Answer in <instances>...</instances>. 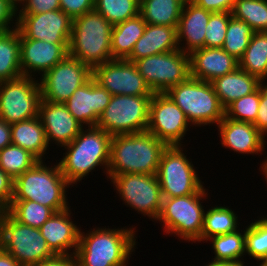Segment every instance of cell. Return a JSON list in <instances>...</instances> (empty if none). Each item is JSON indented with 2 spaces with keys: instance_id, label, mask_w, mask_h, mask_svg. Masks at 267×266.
Masks as SVG:
<instances>
[{
  "instance_id": "6da1fadb",
  "label": "cell",
  "mask_w": 267,
  "mask_h": 266,
  "mask_svg": "<svg viewBox=\"0 0 267 266\" xmlns=\"http://www.w3.org/2000/svg\"><path fill=\"white\" fill-rule=\"evenodd\" d=\"M135 228H93L80 231L75 266H126L136 249Z\"/></svg>"
},
{
  "instance_id": "7a4b0ae2",
  "label": "cell",
  "mask_w": 267,
  "mask_h": 266,
  "mask_svg": "<svg viewBox=\"0 0 267 266\" xmlns=\"http://www.w3.org/2000/svg\"><path fill=\"white\" fill-rule=\"evenodd\" d=\"M166 147L163 141L148 131L112 136L107 178L126 173L157 174L160 157Z\"/></svg>"
},
{
  "instance_id": "3957f363",
  "label": "cell",
  "mask_w": 267,
  "mask_h": 266,
  "mask_svg": "<svg viewBox=\"0 0 267 266\" xmlns=\"http://www.w3.org/2000/svg\"><path fill=\"white\" fill-rule=\"evenodd\" d=\"M86 128H82L69 144L63 146L67 151L58 162L63 176L72 187L99 165L105 168L106 175L108 173L112 136L97 126Z\"/></svg>"
},
{
  "instance_id": "277c9868",
  "label": "cell",
  "mask_w": 267,
  "mask_h": 266,
  "mask_svg": "<svg viewBox=\"0 0 267 266\" xmlns=\"http://www.w3.org/2000/svg\"><path fill=\"white\" fill-rule=\"evenodd\" d=\"M112 28L113 25L96 10L74 18L68 55L92 69L112 60Z\"/></svg>"
},
{
  "instance_id": "5b68a950",
  "label": "cell",
  "mask_w": 267,
  "mask_h": 266,
  "mask_svg": "<svg viewBox=\"0 0 267 266\" xmlns=\"http://www.w3.org/2000/svg\"><path fill=\"white\" fill-rule=\"evenodd\" d=\"M38 161L14 180L12 200H31L60 212L71 207L66 190L72 185L63 176L58 163L54 166Z\"/></svg>"
},
{
  "instance_id": "8992f818",
  "label": "cell",
  "mask_w": 267,
  "mask_h": 266,
  "mask_svg": "<svg viewBox=\"0 0 267 266\" xmlns=\"http://www.w3.org/2000/svg\"><path fill=\"white\" fill-rule=\"evenodd\" d=\"M166 93L183 110L191 127L218 125L225 116V108L210 82L189 76Z\"/></svg>"
},
{
  "instance_id": "52a82bcc",
  "label": "cell",
  "mask_w": 267,
  "mask_h": 266,
  "mask_svg": "<svg viewBox=\"0 0 267 266\" xmlns=\"http://www.w3.org/2000/svg\"><path fill=\"white\" fill-rule=\"evenodd\" d=\"M208 195L207 189L179 197H163L162 208L157 218L163 223L167 234H175L178 238L193 243L201 237L204 220L202 202Z\"/></svg>"
},
{
  "instance_id": "ba28073f",
  "label": "cell",
  "mask_w": 267,
  "mask_h": 266,
  "mask_svg": "<svg viewBox=\"0 0 267 266\" xmlns=\"http://www.w3.org/2000/svg\"><path fill=\"white\" fill-rule=\"evenodd\" d=\"M0 248L21 266H33L55 256L39 228L19 223L6 210L0 211Z\"/></svg>"
},
{
  "instance_id": "9c48e42d",
  "label": "cell",
  "mask_w": 267,
  "mask_h": 266,
  "mask_svg": "<svg viewBox=\"0 0 267 266\" xmlns=\"http://www.w3.org/2000/svg\"><path fill=\"white\" fill-rule=\"evenodd\" d=\"M181 145L167 146L160 157L157 178L162 197H179L200 193L205 186ZM190 160V161H189Z\"/></svg>"
},
{
  "instance_id": "30bf717a",
  "label": "cell",
  "mask_w": 267,
  "mask_h": 266,
  "mask_svg": "<svg viewBox=\"0 0 267 266\" xmlns=\"http://www.w3.org/2000/svg\"><path fill=\"white\" fill-rule=\"evenodd\" d=\"M151 97L112 95L96 126L111 136L147 131Z\"/></svg>"
},
{
  "instance_id": "8fae6325",
  "label": "cell",
  "mask_w": 267,
  "mask_h": 266,
  "mask_svg": "<svg viewBox=\"0 0 267 266\" xmlns=\"http://www.w3.org/2000/svg\"><path fill=\"white\" fill-rule=\"evenodd\" d=\"M153 93H166L190 76V55L178 49L134 62Z\"/></svg>"
},
{
  "instance_id": "7c38bea8",
  "label": "cell",
  "mask_w": 267,
  "mask_h": 266,
  "mask_svg": "<svg viewBox=\"0 0 267 266\" xmlns=\"http://www.w3.org/2000/svg\"><path fill=\"white\" fill-rule=\"evenodd\" d=\"M40 83L36 78L21 76L0 82V119L6 123L39 116Z\"/></svg>"
},
{
  "instance_id": "4fadbf2b",
  "label": "cell",
  "mask_w": 267,
  "mask_h": 266,
  "mask_svg": "<svg viewBox=\"0 0 267 266\" xmlns=\"http://www.w3.org/2000/svg\"><path fill=\"white\" fill-rule=\"evenodd\" d=\"M126 206L157 221L162 208V194L156 174L126 173L110 178Z\"/></svg>"
},
{
  "instance_id": "5bb4252c",
  "label": "cell",
  "mask_w": 267,
  "mask_h": 266,
  "mask_svg": "<svg viewBox=\"0 0 267 266\" xmlns=\"http://www.w3.org/2000/svg\"><path fill=\"white\" fill-rule=\"evenodd\" d=\"M93 77V69L67 55L39 80L43 100L65 103L73 92Z\"/></svg>"
},
{
  "instance_id": "9a60e30c",
  "label": "cell",
  "mask_w": 267,
  "mask_h": 266,
  "mask_svg": "<svg viewBox=\"0 0 267 266\" xmlns=\"http://www.w3.org/2000/svg\"><path fill=\"white\" fill-rule=\"evenodd\" d=\"M183 110L167 93H154L149 103L147 131L167 146L184 145V136L190 128ZM189 127V128H188ZM182 140V141H181Z\"/></svg>"
},
{
  "instance_id": "2e32d148",
  "label": "cell",
  "mask_w": 267,
  "mask_h": 266,
  "mask_svg": "<svg viewBox=\"0 0 267 266\" xmlns=\"http://www.w3.org/2000/svg\"><path fill=\"white\" fill-rule=\"evenodd\" d=\"M93 78L111 95L153 96L136 65L127 59H112L93 68Z\"/></svg>"
},
{
  "instance_id": "e0dca14e",
  "label": "cell",
  "mask_w": 267,
  "mask_h": 266,
  "mask_svg": "<svg viewBox=\"0 0 267 266\" xmlns=\"http://www.w3.org/2000/svg\"><path fill=\"white\" fill-rule=\"evenodd\" d=\"M16 28L20 39L69 43L73 19L61 9L38 14H18Z\"/></svg>"
},
{
  "instance_id": "ac0fdd59",
  "label": "cell",
  "mask_w": 267,
  "mask_h": 266,
  "mask_svg": "<svg viewBox=\"0 0 267 266\" xmlns=\"http://www.w3.org/2000/svg\"><path fill=\"white\" fill-rule=\"evenodd\" d=\"M111 97L112 95L92 77L77 88L64 104L84 128L92 127L97 125Z\"/></svg>"
},
{
  "instance_id": "d6986e66",
  "label": "cell",
  "mask_w": 267,
  "mask_h": 266,
  "mask_svg": "<svg viewBox=\"0 0 267 266\" xmlns=\"http://www.w3.org/2000/svg\"><path fill=\"white\" fill-rule=\"evenodd\" d=\"M68 45L69 43L20 39V67L23 76L34 77L38 72L42 77L68 55Z\"/></svg>"
},
{
  "instance_id": "ffe728a7",
  "label": "cell",
  "mask_w": 267,
  "mask_h": 266,
  "mask_svg": "<svg viewBox=\"0 0 267 266\" xmlns=\"http://www.w3.org/2000/svg\"><path fill=\"white\" fill-rule=\"evenodd\" d=\"M39 118L45 129L48 144L54 142L59 147L69 144L83 128L64 103L41 99Z\"/></svg>"
},
{
  "instance_id": "44dd1931",
  "label": "cell",
  "mask_w": 267,
  "mask_h": 266,
  "mask_svg": "<svg viewBox=\"0 0 267 266\" xmlns=\"http://www.w3.org/2000/svg\"><path fill=\"white\" fill-rule=\"evenodd\" d=\"M220 143L226 149L238 154H262L265 150V136L253 123L224 118L217 125Z\"/></svg>"
},
{
  "instance_id": "7402d4cb",
  "label": "cell",
  "mask_w": 267,
  "mask_h": 266,
  "mask_svg": "<svg viewBox=\"0 0 267 266\" xmlns=\"http://www.w3.org/2000/svg\"><path fill=\"white\" fill-rule=\"evenodd\" d=\"M71 218L69 207L66 210L55 212L39 228L48 247L55 255H75L81 227H78ZM71 250L72 252H70Z\"/></svg>"
},
{
  "instance_id": "603a6c76",
  "label": "cell",
  "mask_w": 267,
  "mask_h": 266,
  "mask_svg": "<svg viewBox=\"0 0 267 266\" xmlns=\"http://www.w3.org/2000/svg\"><path fill=\"white\" fill-rule=\"evenodd\" d=\"M190 55V76L211 82L239 67V61L223 48L204 47Z\"/></svg>"
},
{
  "instance_id": "cb8c5ba5",
  "label": "cell",
  "mask_w": 267,
  "mask_h": 266,
  "mask_svg": "<svg viewBox=\"0 0 267 266\" xmlns=\"http://www.w3.org/2000/svg\"><path fill=\"white\" fill-rule=\"evenodd\" d=\"M211 13L192 1L184 2L177 26L180 50L191 54L193 51L205 47V30Z\"/></svg>"
},
{
  "instance_id": "d4e9b609",
  "label": "cell",
  "mask_w": 267,
  "mask_h": 266,
  "mask_svg": "<svg viewBox=\"0 0 267 266\" xmlns=\"http://www.w3.org/2000/svg\"><path fill=\"white\" fill-rule=\"evenodd\" d=\"M178 49L177 28L147 24L143 35L137 40L131 54L126 59L134 63L144 57Z\"/></svg>"
},
{
  "instance_id": "484cf974",
  "label": "cell",
  "mask_w": 267,
  "mask_h": 266,
  "mask_svg": "<svg viewBox=\"0 0 267 266\" xmlns=\"http://www.w3.org/2000/svg\"><path fill=\"white\" fill-rule=\"evenodd\" d=\"M210 83L222 106L226 108L233 101L254 92L261 81L238 67Z\"/></svg>"
},
{
  "instance_id": "4316f807",
  "label": "cell",
  "mask_w": 267,
  "mask_h": 266,
  "mask_svg": "<svg viewBox=\"0 0 267 266\" xmlns=\"http://www.w3.org/2000/svg\"><path fill=\"white\" fill-rule=\"evenodd\" d=\"M10 128L11 143L29 151L39 161H43V155L49 150V144L39 116L12 123Z\"/></svg>"
},
{
  "instance_id": "83f0119b",
  "label": "cell",
  "mask_w": 267,
  "mask_h": 266,
  "mask_svg": "<svg viewBox=\"0 0 267 266\" xmlns=\"http://www.w3.org/2000/svg\"><path fill=\"white\" fill-rule=\"evenodd\" d=\"M146 23L139 14L134 18L113 25L111 53L113 59H126L137 40L143 35Z\"/></svg>"
},
{
  "instance_id": "f1b7e54d",
  "label": "cell",
  "mask_w": 267,
  "mask_h": 266,
  "mask_svg": "<svg viewBox=\"0 0 267 266\" xmlns=\"http://www.w3.org/2000/svg\"><path fill=\"white\" fill-rule=\"evenodd\" d=\"M183 5L182 0H140V15L146 24L177 28Z\"/></svg>"
},
{
  "instance_id": "f546056e",
  "label": "cell",
  "mask_w": 267,
  "mask_h": 266,
  "mask_svg": "<svg viewBox=\"0 0 267 266\" xmlns=\"http://www.w3.org/2000/svg\"><path fill=\"white\" fill-rule=\"evenodd\" d=\"M21 76L20 33L14 28L0 33V82Z\"/></svg>"
},
{
  "instance_id": "4dcf8cb0",
  "label": "cell",
  "mask_w": 267,
  "mask_h": 266,
  "mask_svg": "<svg viewBox=\"0 0 267 266\" xmlns=\"http://www.w3.org/2000/svg\"><path fill=\"white\" fill-rule=\"evenodd\" d=\"M239 67L261 82H267V32H254Z\"/></svg>"
},
{
  "instance_id": "1f68e13d",
  "label": "cell",
  "mask_w": 267,
  "mask_h": 266,
  "mask_svg": "<svg viewBox=\"0 0 267 266\" xmlns=\"http://www.w3.org/2000/svg\"><path fill=\"white\" fill-rule=\"evenodd\" d=\"M204 213L203 229L201 237L197 240L198 243L201 241H208L211 237L224 235L237 231L238 215L236 216L235 211L226 206H215L207 209Z\"/></svg>"
},
{
  "instance_id": "d6a6232c",
  "label": "cell",
  "mask_w": 267,
  "mask_h": 266,
  "mask_svg": "<svg viewBox=\"0 0 267 266\" xmlns=\"http://www.w3.org/2000/svg\"><path fill=\"white\" fill-rule=\"evenodd\" d=\"M212 242L214 250L213 262L217 263H243L245 255V230L243 233L239 229L232 233L218 235L208 239ZM242 257V258H241ZM242 259V260H241Z\"/></svg>"
},
{
  "instance_id": "836d02e7",
  "label": "cell",
  "mask_w": 267,
  "mask_h": 266,
  "mask_svg": "<svg viewBox=\"0 0 267 266\" xmlns=\"http://www.w3.org/2000/svg\"><path fill=\"white\" fill-rule=\"evenodd\" d=\"M6 211L19 223L40 228L54 213L52 208L31 200H12Z\"/></svg>"
},
{
  "instance_id": "e575fe53",
  "label": "cell",
  "mask_w": 267,
  "mask_h": 266,
  "mask_svg": "<svg viewBox=\"0 0 267 266\" xmlns=\"http://www.w3.org/2000/svg\"><path fill=\"white\" fill-rule=\"evenodd\" d=\"M231 15L247 22L254 32H267V0H235Z\"/></svg>"
},
{
  "instance_id": "d590c367",
  "label": "cell",
  "mask_w": 267,
  "mask_h": 266,
  "mask_svg": "<svg viewBox=\"0 0 267 266\" xmlns=\"http://www.w3.org/2000/svg\"><path fill=\"white\" fill-rule=\"evenodd\" d=\"M38 161L29 151L12 143L0 150V169L13 180L31 169Z\"/></svg>"
},
{
  "instance_id": "8d00e7d4",
  "label": "cell",
  "mask_w": 267,
  "mask_h": 266,
  "mask_svg": "<svg viewBox=\"0 0 267 266\" xmlns=\"http://www.w3.org/2000/svg\"><path fill=\"white\" fill-rule=\"evenodd\" d=\"M253 34L254 31L247 22L231 16L222 48L239 61L243 57Z\"/></svg>"
},
{
  "instance_id": "74e56055",
  "label": "cell",
  "mask_w": 267,
  "mask_h": 266,
  "mask_svg": "<svg viewBox=\"0 0 267 266\" xmlns=\"http://www.w3.org/2000/svg\"><path fill=\"white\" fill-rule=\"evenodd\" d=\"M94 10L112 25L140 14V0H94Z\"/></svg>"
},
{
  "instance_id": "f35d334b",
  "label": "cell",
  "mask_w": 267,
  "mask_h": 266,
  "mask_svg": "<svg viewBox=\"0 0 267 266\" xmlns=\"http://www.w3.org/2000/svg\"><path fill=\"white\" fill-rule=\"evenodd\" d=\"M245 253L259 262L267 261L266 215L261 216L245 228Z\"/></svg>"
},
{
  "instance_id": "ab89813d",
  "label": "cell",
  "mask_w": 267,
  "mask_h": 266,
  "mask_svg": "<svg viewBox=\"0 0 267 266\" xmlns=\"http://www.w3.org/2000/svg\"><path fill=\"white\" fill-rule=\"evenodd\" d=\"M260 103V85L252 93L243 96L225 108V117L234 121L254 123Z\"/></svg>"
},
{
  "instance_id": "60d3db41",
  "label": "cell",
  "mask_w": 267,
  "mask_h": 266,
  "mask_svg": "<svg viewBox=\"0 0 267 266\" xmlns=\"http://www.w3.org/2000/svg\"><path fill=\"white\" fill-rule=\"evenodd\" d=\"M231 16L230 12L211 13L205 30V47L222 48Z\"/></svg>"
},
{
  "instance_id": "b9f144b4",
  "label": "cell",
  "mask_w": 267,
  "mask_h": 266,
  "mask_svg": "<svg viewBox=\"0 0 267 266\" xmlns=\"http://www.w3.org/2000/svg\"><path fill=\"white\" fill-rule=\"evenodd\" d=\"M21 8V9H20ZM19 14H38L48 11L60 10L59 0H26L22 7H19Z\"/></svg>"
},
{
  "instance_id": "7bdbcfd3",
  "label": "cell",
  "mask_w": 267,
  "mask_h": 266,
  "mask_svg": "<svg viewBox=\"0 0 267 266\" xmlns=\"http://www.w3.org/2000/svg\"><path fill=\"white\" fill-rule=\"evenodd\" d=\"M60 9L72 19L94 10V0H59Z\"/></svg>"
},
{
  "instance_id": "ee69618b",
  "label": "cell",
  "mask_w": 267,
  "mask_h": 266,
  "mask_svg": "<svg viewBox=\"0 0 267 266\" xmlns=\"http://www.w3.org/2000/svg\"><path fill=\"white\" fill-rule=\"evenodd\" d=\"M17 14L16 8L8 0H0V33L16 28L17 22L12 21H17Z\"/></svg>"
},
{
  "instance_id": "f6af8a7d",
  "label": "cell",
  "mask_w": 267,
  "mask_h": 266,
  "mask_svg": "<svg viewBox=\"0 0 267 266\" xmlns=\"http://www.w3.org/2000/svg\"><path fill=\"white\" fill-rule=\"evenodd\" d=\"M253 124L264 136H267V83L265 82L260 84V103Z\"/></svg>"
},
{
  "instance_id": "bcb514c9",
  "label": "cell",
  "mask_w": 267,
  "mask_h": 266,
  "mask_svg": "<svg viewBox=\"0 0 267 266\" xmlns=\"http://www.w3.org/2000/svg\"><path fill=\"white\" fill-rule=\"evenodd\" d=\"M14 193V180L0 169V211H5L11 204Z\"/></svg>"
},
{
  "instance_id": "7dc6e473",
  "label": "cell",
  "mask_w": 267,
  "mask_h": 266,
  "mask_svg": "<svg viewBox=\"0 0 267 266\" xmlns=\"http://www.w3.org/2000/svg\"><path fill=\"white\" fill-rule=\"evenodd\" d=\"M197 6L209 12H230L233 9L235 0H193Z\"/></svg>"
},
{
  "instance_id": "c3c4849f",
  "label": "cell",
  "mask_w": 267,
  "mask_h": 266,
  "mask_svg": "<svg viewBox=\"0 0 267 266\" xmlns=\"http://www.w3.org/2000/svg\"><path fill=\"white\" fill-rule=\"evenodd\" d=\"M33 266H75V258L72 255H55Z\"/></svg>"
},
{
  "instance_id": "681fc988",
  "label": "cell",
  "mask_w": 267,
  "mask_h": 266,
  "mask_svg": "<svg viewBox=\"0 0 267 266\" xmlns=\"http://www.w3.org/2000/svg\"><path fill=\"white\" fill-rule=\"evenodd\" d=\"M11 144L10 124L0 119V150Z\"/></svg>"
},
{
  "instance_id": "f907efd6",
  "label": "cell",
  "mask_w": 267,
  "mask_h": 266,
  "mask_svg": "<svg viewBox=\"0 0 267 266\" xmlns=\"http://www.w3.org/2000/svg\"><path fill=\"white\" fill-rule=\"evenodd\" d=\"M0 266H21L9 253L0 248Z\"/></svg>"
},
{
  "instance_id": "816d5d0a",
  "label": "cell",
  "mask_w": 267,
  "mask_h": 266,
  "mask_svg": "<svg viewBox=\"0 0 267 266\" xmlns=\"http://www.w3.org/2000/svg\"><path fill=\"white\" fill-rule=\"evenodd\" d=\"M260 167H261V172H263V175L265 176V181L267 183V157L265 158L264 162L262 161Z\"/></svg>"
},
{
  "instance_id": "f5cc1de1",
  "label": "cell",
  "mask_w": 267,
  "mask_h": 266,
  "mask_svg": "<svg viewBox=\"0 0 267 266\" xmlns=\"http://www.w3.org/2000/svg\"><path fill=\"white\" fill-rule=\"evenodd\" d=\"M8 1L16 8V10H18V7L19 6L21 7L26 0H8Z\"/></svg>"
},
{
  "instance_id": "db71d44e",
  "label": "cell",
  "mask_w": 267,
  "mask_h": 266,
  "mask_svg": "<svg viewBox=\"0 0 267 266\" xmlns=\"http://www.w3.org/2000/svg\"><path fill=\"white\" fill-rule=\"evenodd\" d=\"M218 266H244V263H218Z\"/></svg>"
},
{
  "instance_id": "11a10c76",
  "label": "cell",
  "mask_w": 267,
  "mask_h": 266,
  "mask_svg": "<svg viewBox=\"0 0 267 266\" xmlns=\"http://www.w3.org/2000/svg\"><path fill=\"white\" fill-rule=\"evenodd\" d=\"M204 266H218V263L217 262L210 261L207 265L205 264Z\"/></svg>"
},
{
  "instance_id": "9f6ffc18",
  "label": "cell",
  "mask_w": 267,
  "mask_h": 266,
  "mask_svg": "<svg viewBox=\"0 0 267 266\" xmlns=\"http://www.w3.org/2000/svg\"><path fill=\"white\" fill-rule=\"evenodd\" d=\"M258 265L259 266H267V261H261Z\"/></svg>"
},
{
  "instance_id": "6f0895ef",
  "label": "cell",
  "mask_w": 267,
  "mask_h": 266,
  "mask_svg": "<svg viewBox=\"0 0 267 266\" xmlns=\"http://www.w3.org/2000/svg\"><path fill=\"white\" fill-rule=\"evenodd\" d=\"M182 1H184V2H190V1H193V0H182Z\"/></svg>"
}]
</instances>
